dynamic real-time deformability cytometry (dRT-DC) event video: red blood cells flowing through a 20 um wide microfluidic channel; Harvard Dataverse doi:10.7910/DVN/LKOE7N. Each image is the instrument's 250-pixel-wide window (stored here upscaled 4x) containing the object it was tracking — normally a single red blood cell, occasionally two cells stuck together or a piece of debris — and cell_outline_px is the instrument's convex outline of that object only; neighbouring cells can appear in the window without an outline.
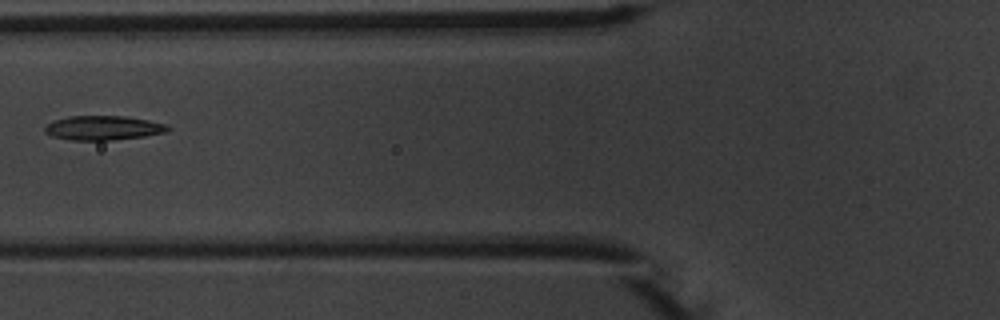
{"species": "common noctule bat (a hibernating species)", "species_latin": "Nyctalus noctula", "temperature_condition": "warm", "stored_images_in_passage": 6, "camera_frame_rate_fps": 3000, "um_per_image_px": 0.085, "animal": {"sex": "male", "body_mass_g": 20.1, "forearm_length_mm": 53.5}, "frame": {"image": 1, "passage_image": 5, "time_ms": 4.667, "image_size_px": [1000, 320], "cell_outline_px": [[172, 128], [168, 132], [144, 136], [112, 140], [72, 140], [52, 136], [44, 132], [44, 124], [52, 120], [68, 116], [128, 116], [148, 120], [164, 124]], "centroid_in_image_um": [8.74, 10.86], "position_along_channel_um": 117.1, "area_um2": 17.63}}
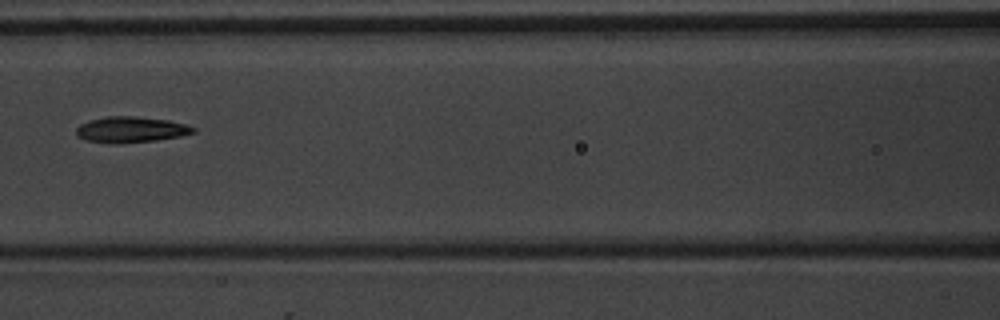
{"frame": {"image": 2, "passage_image": 6, "time_ms": 5.667, "image_size_px": [1000, 320], "cell_outline_px": [[196, 132], [180, 136], [156, 140], [120, 144], [108, 144], [88, 140], [76, 136], [76, 128], [80, 124], [92, 120], [108, 116], [136, 116], [168, 120], [188, 124], [196, 128]], "centroid_in_image_um": [11.15, 11.02], "position_along_channel_um": 155.5, "area_um2": 17.8}}